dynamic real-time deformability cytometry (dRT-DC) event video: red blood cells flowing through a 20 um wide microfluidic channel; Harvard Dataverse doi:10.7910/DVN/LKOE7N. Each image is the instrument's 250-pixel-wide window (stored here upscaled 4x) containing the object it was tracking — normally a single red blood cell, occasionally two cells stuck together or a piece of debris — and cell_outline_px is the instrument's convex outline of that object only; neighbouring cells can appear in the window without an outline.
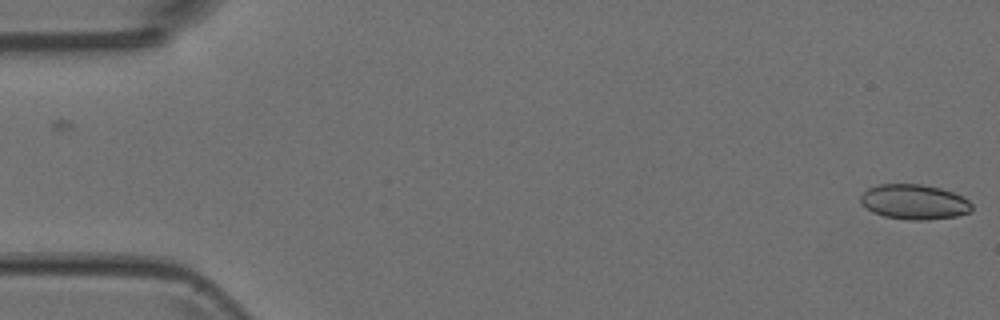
{"species": "Egyptian fruit bat (a non-hibernating species)", "species_latin": "Rousettus aegyptiacus", "temperature_condition": "room temperature", "stored_images_in_passage": 2, "camera_frame_rate_fps": 3000, "um_per_image_px": 0.085, "animal": {"sex": "female"}, "frame": {"image": 1, "passage_image": 2, "time_ms": 0.333, "image_size_px": [1000, 320], "cell_outline_px": [[972, 212], [956, 216], [928, 220], [908, 220], [884, 216], [872, 212], [860, 204], [860, 196], [868, 188], [880, 184], [920, 184], [940, 188], [952, 192], [968, 200], [972, 204]], "centroid_in_image_um": [77.69, 17.17], "position_along_channel_um": 7.3, "area_um2": 22.77}}